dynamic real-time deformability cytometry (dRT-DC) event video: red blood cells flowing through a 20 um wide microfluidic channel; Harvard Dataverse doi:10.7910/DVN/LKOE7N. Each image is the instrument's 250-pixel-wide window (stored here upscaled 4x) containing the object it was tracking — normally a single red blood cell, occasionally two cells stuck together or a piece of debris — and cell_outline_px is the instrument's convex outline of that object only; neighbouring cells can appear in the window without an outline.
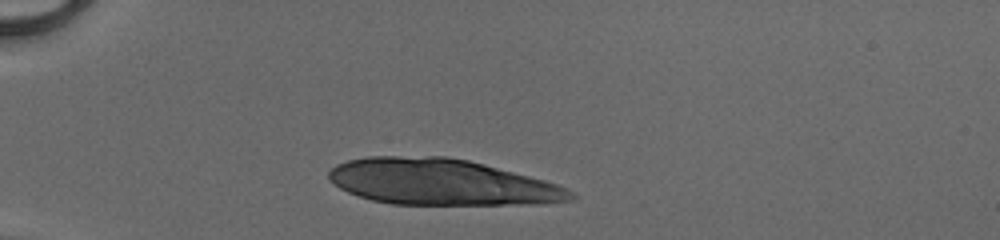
{"species": "human", "species_latin": "Homo sapiens", "temperature_condition": "cold", "stored_images_in_passage": 29, "camera_frame_rate_fps": 3000, "um_per_image_px": 0.085, "donor": {"sex": "male"}, "frame": {"image": 1, "passage_image": 1, "time_ms": 0.0, "image_size_px": [1000, 240], "cell_outline_px": [[576, 196], [572, 200], [536, 204], [392, 204], [372, 200], [348, 192], [340, 188], [328, 180], [328, 172], [336, 164], [348, 160], [368, 156], [444, 156], [468, 160], [484, 164], [544, 180], [568, 188]], "centroid_in_image_um": [37.49, 15.47], "position_along_channel_um": 47.5, "area_um2": 64.68}}
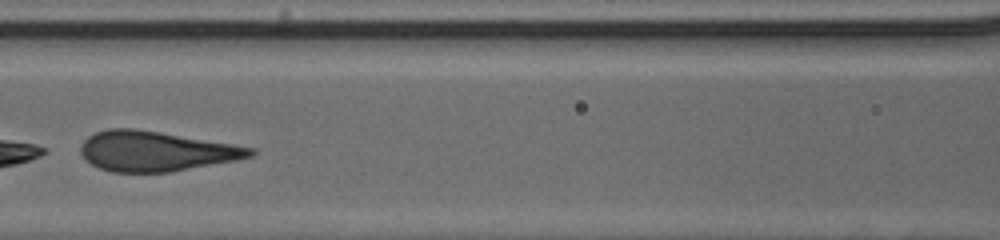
{"frame": {"image": 2, "passage_image": 12, "time_ms": 3.667, "image_size_px": [1000, 240], "cell_outline_px": [[256, 152], [252, 156], [236, 160], [168, 172], [112, 172], [100, 168], [92, 164], [80, 152], [80, 144], [88, 136], [96, 132], [108, 128], [136, 128], [256, 148]], "centroid_in_image_um": [13.23, 12.84], "position_along_channel_um": 153.4, "area_um2": 39.25}}
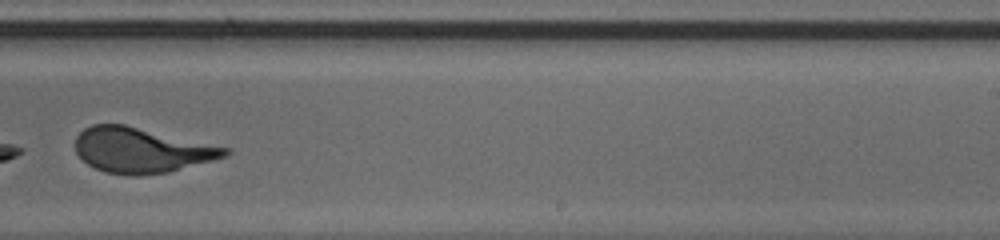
{"frame": {"image": 3, "passage_image": 21, "time_ms": 6.667, "image_size_px": [1000, 240], "cell_outline_px": [[232, 152], [228, 156], [168, 172], [140, 176], [132, 176], [104, 172], [88, 164], [76, 152], [76, 136], [84, 128], [92, 124], [124, 124], [232, 148]], "centroid_in_image_um": [12.06, 12.76], "position_along_channel_um": 276.9, "area_um2": 39.54}, "authors_computed_cell_mechanics": {"area_um2": 40.1132, "velocity_mm_per_s": 4.1377, "shape_relaxation_time_tau1_ms": 1.037, "shape_relaxation_time_tau2_ms": null, "deformation_change_tau1": 0.2855, "deformation_change_tau2": null}}